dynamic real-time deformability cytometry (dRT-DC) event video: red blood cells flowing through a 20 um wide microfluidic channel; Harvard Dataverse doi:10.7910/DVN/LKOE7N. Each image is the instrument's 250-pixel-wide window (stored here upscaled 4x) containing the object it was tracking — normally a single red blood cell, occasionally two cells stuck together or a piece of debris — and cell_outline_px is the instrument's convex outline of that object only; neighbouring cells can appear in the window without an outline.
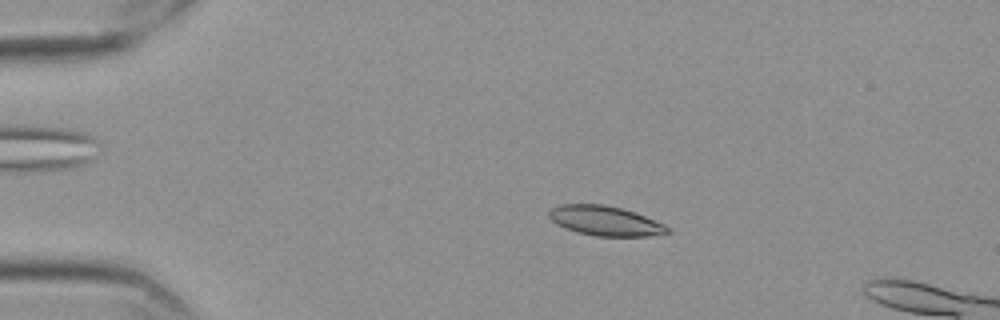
{"species": "Egyptian fruit bat (a non-hibernating species)", "species_latin": "Rousettus aegyptiacus", "temperature_condition": "cold", "stored_images_in_passage": 56, "camera_frame_rate_fps": 3000, "um_per_image_px": 0.085, "frame": {"image": 1, "passage_image": 11, "time_ms": 3.333, "image_size_px": [1000, 320], "cell_outline_px": [[672, 232], [648, 236], [596, 236], [576, 232], [556, 224], [548, 216], [548, 212], [552, 208], [560, 204], [604, 204], [636, 212], [664, 224], [672, 228]], "centroid_in_image_um": [51.46, 18.77], "position_along_channel_um": 33.5, "area_um2": 20.63}}
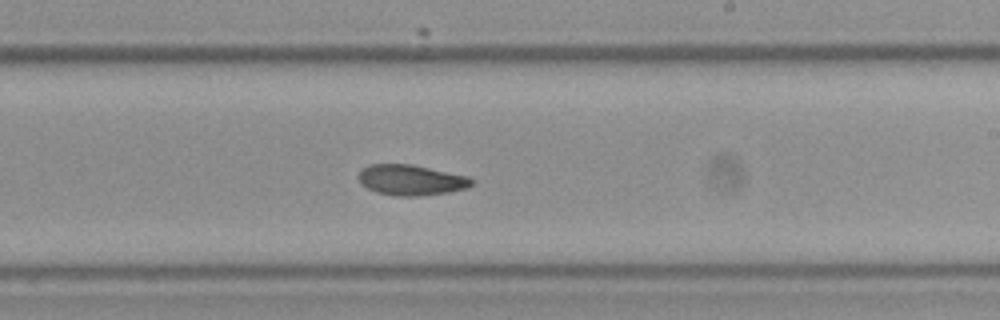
{"frame": {"image": 2, "passage_image": 34, "time_ms": 11.0, "image_size_px": [1000, 320], "cell_outline_px": [[476, 184], [468, 188], [448, 192], [420, 196], [396, 196], [376, 192], [360, 184], [360, 172], [368, 164], [412, 164], [468, 176], [476, 180]], "centroid_in_image_um": [35.01, 15.3], "position_along_channel_um": 254.0, "area_um2": 20.29}}
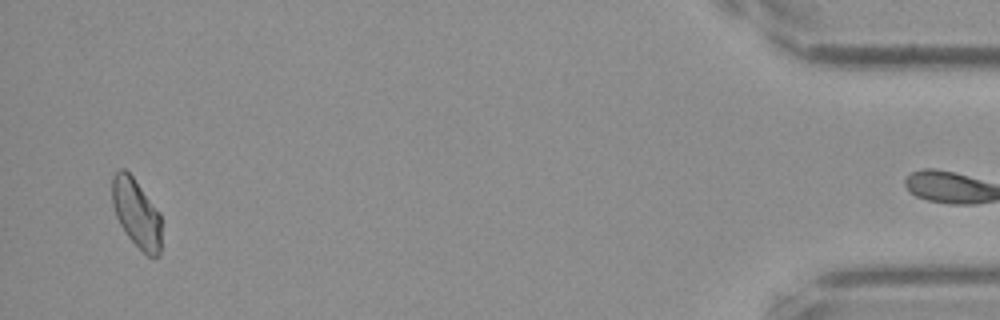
{"frame": {"image": 3, "passage_image": 55, "time_ms": 18.0, "image_size_px": [1000, 320], "cell_outline_px": [[160, 256], [148, 256], [128, 236], [120, 224], [116, 216], [112, 204], [112, 176], [120, 168], [124, 168], [132, 176], [160, 212]], "centroid_in_image_um": [11.58, 18.09], "position_along_channel_um": 423.6, "area_um2": 19.48}, "authors_computed_cell_mechanics": {"area_um2": 20.1144, "velocity_mm_per_s": 3.539, "shape_relaxation_time_tau1_ms": null, "shape_relaxation_time_tau2_ms": 10.3094, "deformation_change_tau1": null, "deformation_change_tau2": 0.145}}